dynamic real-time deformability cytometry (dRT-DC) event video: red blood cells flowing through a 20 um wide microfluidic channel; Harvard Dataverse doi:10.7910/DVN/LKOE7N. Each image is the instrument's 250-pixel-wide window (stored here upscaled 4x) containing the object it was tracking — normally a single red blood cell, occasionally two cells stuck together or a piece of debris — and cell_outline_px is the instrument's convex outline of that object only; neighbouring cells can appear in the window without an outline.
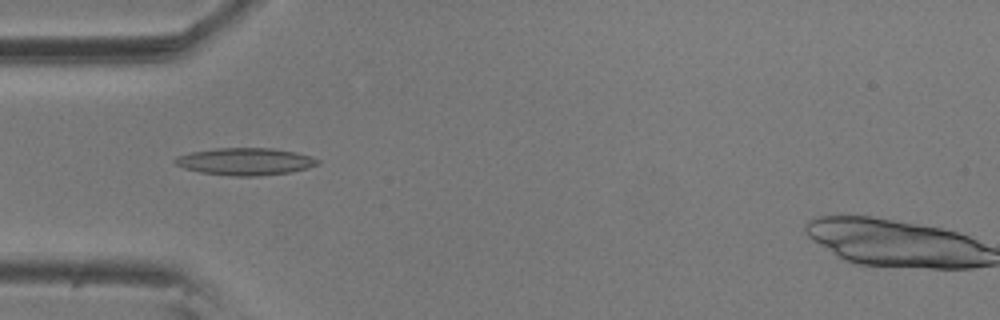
{"species": "common noctule bat (a hibernating species)", "species_latin": "Nyctalus noctula", "temperature_condition": "room temperature", "stored_images_in_passage": 44, "camera_frame_rate_fps": 3000, "um_per_image_px": 0.085, "animal": {"sex": "male", "body_mass_g": 20.5, "forearm_length_mm": 52.5}, "frame": {"image": 1, "passage_image": 5, "time_ms": 1.333, "image_size_px": [1000, 320], "cell_outline_px": [[320, 164], [308, 168], [292, 172], [260, 176], [236, 176], [200, 172], [184, 168], [176, 164], [172, 160], [176, 156], [192, 152], [212, 148], [272, 148], [296, 152], [312, 156], [320, 160]], "centroid_in_image_um": [20.88, 13.72], "position_along_channel_um": 64.1, "area_um2": 22.83}}
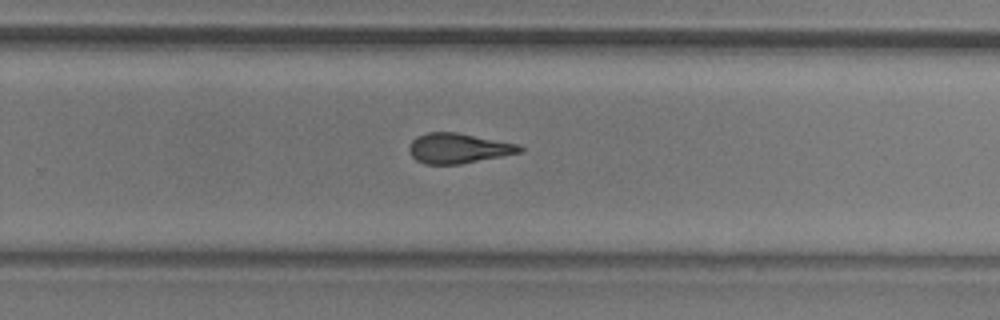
{"frame": {"image": 2, "passage_image": 24, "time_ms": 7.667, "image_size_px": [1000, 320], "cell_outline_px": [[524, 148], [520, 152], [460, 164], [424, 164], [416, 160], [412, 156], [408, 148], [412, 140], [416, 136], [428, 132], [456, 132], [520, 144]], "centroid_in_image_um": [38.93, 12.59], "position_along_channel_um": 290.9, "area_um2": 19.31}}
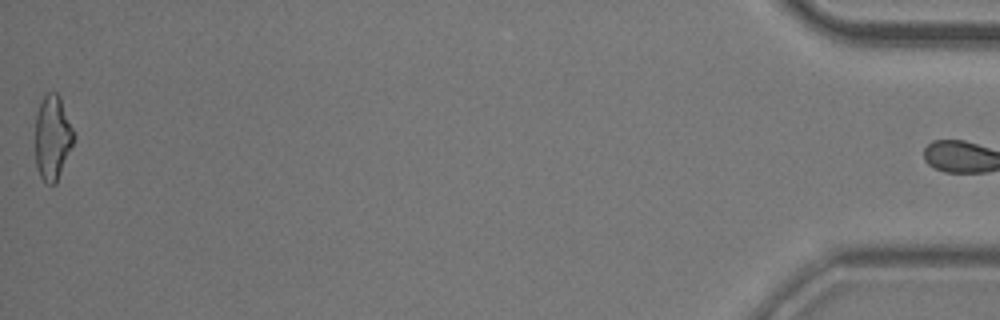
{"frame": {"image": 3, "passage_image": 44, "time_ms": 14.333, "image_size_px": [1000, 320], "cell_outline_px": [[76, 136], [56, 184], [44, 184], [36, 168], [36, 112], [44, 96], [48, 92], [56, 92], [60, 96]], "centroid_in_image_um": [4.47, 11.71], "position_along_channel_um": 430.7, "area_um2": 19.07}, "authors_computed_cell_mechanics": {"area_um2": 19.5653, "velocity_mm_per_s": 3.5822, "shape_relaxation_time_tau1_ms": 9.6602, "shape_relaxation_time_tau2_ms": 2.716, "deformation_change_tau1": 0.2571, "deformation_change_tau2": 0.1293}}